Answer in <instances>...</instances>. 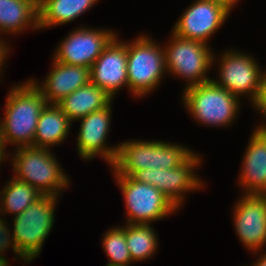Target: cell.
I'll return each instance as SVG.
<instances>
[{
	"mask_svg": "<svg viewBox=\"0 0 266 266\" xmlns=\"http://www.w3.org/2000/svg\"><path fill=\"white\" fill-rule=\"evenodd\" d=\"M30 80L41 91L47 104H57L91 81L90 68L68 65L53 59L51 71L41 82L35 78Z\"/></svg>",
	"mask_w": 266,
	"mask_h": 266,
	"instance_id": "obj_16",
	"label": "cell"
},
{
	"mask_svg": "<svg viewBox=\"0 0 266 266\" xmlns=\"http://www.w3.org/2000/svg\"><path fill=\"white\" fill-rule=\"evenodd\" d=\"M164 44L167 76L184 80L183 89L211 81L213 49L200 41L181 38L171 32ZM212 49V50H211Z\"/></svg>",
	"mask_w": 266,
	"mask_h": 266,
	"instance_id": "obj_7",
	"label": "cell"
},
{
	"mask_svg": "<svg viewBox=\"0 0 266 266\" xmlns=\"http://www.w3.org/2000/svg\"><path fill=\"white\" fill-rule=\"evenodd\" d=\"M112 103L113 101L105 108L76 120L81 123L76 137V147L83 161H91L99 156L107 165L113 164L118 144L109 146L106 142L112 123Z\"/></svg>",
	"mask_w": 266,
	"mask_h": 266,
	"instance_id": "obj_12",
	"label": "cell"
},
{
	"mask_svg": "<svg viewBox=\"0 0 266 266\" xmlns=\"http://www.w3.org/2000/svg\"><path fill=\"white\" fill-rule=\"evenodd\" d=\"M12 86L4 103L1 141L6 149L8 145L16 148L33 146L37 122L47 102L30 79Z\"/></svg>",
	"mask_w": 266,
	"mask_h": 266,
	"instance_id": "obj_1",
	"label": "cell"
},
{
	"mask_svg": "<svg viewBox=\"0 0 266 266\" xmlns=\"http://www.w3.org/2000/svg\"><path fill=\"white\" fill-rule=\"evenodd\" d=\"M72 123L57 104H46L37 122L33 147L51 149L64 143Z\"/></svg>",
	"mask_w": 266,
	"mask_h": 266,
	"instance_id": "obj_18",
	"label": "cell"
},
{
	"mask_svg": "<svg viewBox=\"0 0 266 266\" xmlns=\"http://www.w3.org/2000/svg\"><path fill=\"white\" fill-rule=\"evenodd\" d=\"M116 184L123 195L127 224H152L179 210L156 187L139 182L132 176L117 175L112 169Z\"/></svg>",
	"mask_w": 266,
	"mask_h": 266,
	"instance_id": "obj_9",
	"label": "cell"
},
{
	"mask_svg": "<svg viewBox=\"0 0 266 266\" xmlns=\"http://www.w3.org/2000/svg\"><path fill=\"white\" fill-rule=\"evenodd\" d=\"M246 146L237 185L242 194L266 195V130H252Z\"/></svg>",
	"mask_w": 266,
	"mask_h": 266,
	"instance_id": "obj_17",
	"label": "cell"
},
{
	"mask_svg": "<svg viewBox=\"0 0 266 266\" xmlns=\"http://www.w3.org/2000/svg\"><path fill=\"white\" fill-rule=\"evenodd\" d=\"M3 215L0 213V266H10L9 261L4 256L6 250H9L12 248L13 253L16 257L14 259H20L21 262L24 263H31L19 250L15 238L13 237V234H11L10 226L8 227V222L6 217H2Z\"/></svg>",
	"mask_w": 266,
	"mask_h": 266,
	"instance_id": "obj_25",
	"label": "cell"
},
{
	"mask_svg": "<svg viewBox=\"0 0 266 266\" xmlns=\"http://www.w3.org/2000/svg\"><path fill=\"white\" fill-rule=\"evenodd\" d=\"M152 224H127L126 242L132 262L150 260L158 253V236Z\"/></svg>",
	"mask_w": 266,
	"mask_h": 266,
	"instance_id": "obj_23",
	"label": "cell"
},
{
	"mask_svg": "<svg viewBox=\"0 0 266 266\" xmlns=\"http://www.w3.org/2000/svg\"><path fill=\"white\" fill-rule=\"evenodd\" d=\"M215 56L213 53L212 67L217 62L219 74L217 80H211L238 98L246 95L253 105L258 100L266 69H261L252 54L236 48L223 51L220 57Z\"/></svg>",
	"mask_w": 266,
	"mask_h": 266,
	"instance_id": "obj_6",
	"label": "cell"
},
{
	"mask_svg": "<svg viewBox=\"0 0 266 266\" xmlns=\"http://www.w3.org/2000/svg\"><path fill=\"white\" fill-rule=\"evenodd\" d=\"M90 77L112 99L119 90L128 89L127 41L120 40L117 34L92 64Z\"/></svg>",
	"mask_w": 266,
	"mask_h": 266,
	"instance_id": "obj_15",
	"label": "cell"
},
{
	"mask_svg": "<svg viewBox=\"0 0 266 266\" xmlns=\"http://www.w3.org/2000/svg\"><path fill=\"white\" fill-rule=\"evenodd\" d=\"M99 0H43L38 9L39 31L62 26L88 12Z\"/></svg>",
	"mask_w": 266,
	"mask_h": 266,
	"instance_id": "obj_21",
	"label": "cell"
},
{
	"mask_svg": "<svg viewBox=\"0 0 266 266\" xmlns=\"http://www.w3.org/2000/svg\"><path fill=\"white\" fill-rule=\"evenodd\" d=\"M37 31L38 9L26 0H0V35H18Z\"/></svg>",
	"mask_w": 266,
	"mask_h": 266,
	"instance_id": "obj_20",
	"label": "cell"
},
{
	"mask_svg": "<svg viewBox=\"0 0 266 266\" xmlns=\"http://www.w3.org/2000/svg\"><path fill=\"white\" fill-rule=\"evenodd\" d=\"M199 1L217 3V4L222 5L223 7H225L231 13L232 9H234L235 5H237V3L240 0H199Z\"/></svg>",
	"mask_w": 266,
	"mask_h": 266,
	"instance_id": "obj_28",
	"label": "cell"
},
{
	"mask_svg": "<svg viewBox=\"0 0 266 266\" xmlns=\"http://www.w3.org/2000/svg\"><path fill=\"white\" fill-rule=\"evenodd\" d=\"M252 107L254 108V111L256 110L258 111L257 113H260L259 115L263 117L262 119L265 118L263 120L264 122H261L255 128L266 130V121H265L266 120V74L264 76L258 100L252 105Z\"/></svg>",
	"mask_w": 266,
	"mask_h": 266,
	"instance_id": "obj_26",
	"label": "cell"
},
{
	"mask_svg": "<svg viewBox=\"0 0 266 266\" xmlns=\"http://www.w3.org/2000/svg\"><path fill=\"white\" fill-rule=\"evenodd\" d=\"M114 99L91 81L64 97L57 105L74 123L76 120L99 111Z\"/></svg>",
	"mask_w": 266,
	"mask_h": 266,
	"instance_id": "obj_19",
	"label": "cell"
},
{
	"mask_svg": "<svg viewBox=\"0 0 266 266\" xmlns=\"http://www.w3.org/2000/svg\"><path fill=\"white\" fill-rule=\"evenodd\" d=\"M202 161V155L194 151L176 168L140 170L132 177L139 182L156 187L180 210L186 200V194L203 189V185H206L196 172Z\"/></svg>",
	"mask_w": 266,
	"mask_h": 266,
	"instance_id": "obj_10",
	"label": "cell"
},
{
	"mask_svg": "<svg viewBox=\"0 0 266 266\" xmlns=\"http://www.w3.org/2000/svg\"><path fill=\"white\" fill-rule=\"evenodd\" d=\"M29 1L31 4H33L37 9L40 8L43 0H26Z\"/></svg>",
	"mask_w": 266,
	"mask_h": 266,
	"instance_id": "obj_31",
	"label": "cell"
},
{
	"mask_svg": "<svg viewBox=\"0 0 266 266\" xmlns=\"http://www.w3.org/2000/svg\"><path fill=\"white\" fill-rule=\"evenodd\" d=\"M6 182L0 189V213L3 216L21 214L43 196L34 187L13 176Z\"/></svg>",
	"mask_w": 266,
	"mask_h": 266,
	"instance_id": "obj_22",
	"label": "cell"
},
{
	"mask_svg": "<svg viewBox=\"0 0 266 266\" xmlns=\"http://www.w3.org/2000/svg\"><path fill=\"white\" fill-rule=\"evenodd\" d=\"M181 94L184 107L201 126L227 128L241 111L242 99L212 80L184 89Z\"/></svg>",
	"mask_w": 266,
	"mask_h": 266,
	"instance_id": "obj_5",
	"label": "cell"
},
{
	"mask_svg": "<svg viewBox=\"0 0 266 266\" xmlns=\"http://www.w3.org/2000/svg\"><path fill=\"white\" fill-rule=\"evenodd\" d=\"M58 198L56 196H42L21 214L12 218L11 233L20 252L30 262H33L40 255L45 240L54 228Z\"/></svg>",
	"mask_w": 266,
	"mask_h": 266,
	"instance_id": "obj_8",
	"label": "cell"
},
{
	"mask_svg": "<svg viewBox=\"0 0 266 266\" xmlns=\"http://www.w3.org/2000/svg\"><path fill=\"white\" fill-rule=\"evenodd\" d=\"M128 92L134 97L150 95L167 75L164 46L151 35L140 34L127 40Z\"/></svg>",
	"mask_w": 266,
	"mask_h": 266,
	"instance_id": "obj_4",
	"label": "cell"
},
{
	"mask_svg": "<svg viewBox=\"0 0 266 266\" xmlns=\"http://www.w3.org/2000/svg\"><path fill=\"white\" fill-rule=\"evenodd\" d=\"M113 29L77 26L57 45L52 59L68 65L91 68L106 46L118 34Z\"/></svg>",
	"mask_w": 266,
	"mask_h": 266,
	"instance_id": "obj_11",
	"label": "cell"
},
{
	"mask_svg": "<svg viewBox=\"0 0 266 266\" xmlns=\"http://www.w3.org/2000/svg\"><path fill=\"white\" fill-rule=\"evenodd\" d=\"M8 149H6V147L4 146V143L1 141L0 138V169H1V165H3V161H7L9 158V152L7 151Z\"/></svg>",
	"mask_w": 266,
	"mask_h": 266,
	"instance_id": "obj_30",
	"label": "cell"
},
{
	"mask_svg": "<svg viewBox=\"0 0 266 266\" xmlns=\"http://www.w3.org/2000/svg\"><path fill=\"white\" fill-rule=\"evenodd\" d=\"M9 153L13 177L26 182L43 196H56L70 188V176L63 170L52 149L41 147H17ZM52 150V152H51Z\"/></svg>",
	"mask_w": 266,
	"mask_h": 266,
	"instance_id": "obj_3",
	"label": "cell"
},
{
	"mask_svg": "<svg viewBox=\"0 0 266 266\" xmlns=\"http://www.w3.org/2000/svg\"><path fill=\"white\" fill-rule=\"evenodd\" d=\"M194 151L188 146L160 140H126L118 143L116 158L110 168L122 176H133L145 169H173Z\"/></svg>",
	"mask_w": 266,
	"mask_h": 266,
	"instance_id": "obj_2",
	"label": "cell"
},
{
	"mask_svg": "<svg viewBox=\"0 0 266 266\" xmlns=\"http://www.w3.org/2000/svg\"><path fill=\"white\" fill-rule=\"evenodd\" d=\"M229 16L230 12L222 5L194 0L174 23L171 32L181 38L209 45L211 36L215 35Z\"/></svg>",
	"mask_w": 266,
	"mask_h": 266,
	"instance_id": "obj_14",
	"label": "cell"
},
{
	"mask_svg": "<svg viewBox=\"0 0 266 266\" xmlns=\"http://www.w3.org/2000/svg\"><path fill=\"white\" fill-rule=\"evenodd\" d=\"M101 244L109 259L106 266H131L133 264L127 248L126 223L124 226H112L105 231Z\"/></svg>",
	"mask_w": 266,
	"mask_h": 266,
	"instance_id": "obj_24",
	"label": "cell"
},
{
	"mask_svg": "<svg viewBox=\"0 0 266 266\" xmlns=\"http://www.w3.org/2000/svg\"><path fill=\"white\" fill-rule=\"evenodd\" d=\"M265 251V252H264ZM254 255L260 254L258 258H256V262L249 266H266V249L253 252Z\"/></svg>",
	"mask_w": 266,
	"mask_h": 266,
	"instance_id": "obj_29",
	"label": "cell"
},
{
	"mask_svg": "<svg viewBox=\"0 0 266 266\" xmlns=\"http://www.w3.org/2000/svg\"><path fill=\"white\" fill-rule=\"evenodd\" d=\"M241 195L233 204L235 233L251 253L263 250L266 248V195Z\"/></svg>",
	"mask_w": 266,
	"mask_h": 266,
	"instance_id": "obj_13",
	"label": "cell"
},
{
	"mask_svg": "<svg viewBox=\"0 0 266 266\" xmlns=\"http://www.w3.org/2000/svg\"><path fill=\"white\" fill-rule=\"evenodd\" d=\"M2 37H5V39ZM12 47L10 46L9 42L7 41L6 36L0 35V80L3 74V69H5V63L8 60V56L10 54Z\"/></svg>",
	"mask_w": 266,
	"mask_h": 266,
	"instance_id": "obj_27",
	"label": "cell"
}]
</instances>
